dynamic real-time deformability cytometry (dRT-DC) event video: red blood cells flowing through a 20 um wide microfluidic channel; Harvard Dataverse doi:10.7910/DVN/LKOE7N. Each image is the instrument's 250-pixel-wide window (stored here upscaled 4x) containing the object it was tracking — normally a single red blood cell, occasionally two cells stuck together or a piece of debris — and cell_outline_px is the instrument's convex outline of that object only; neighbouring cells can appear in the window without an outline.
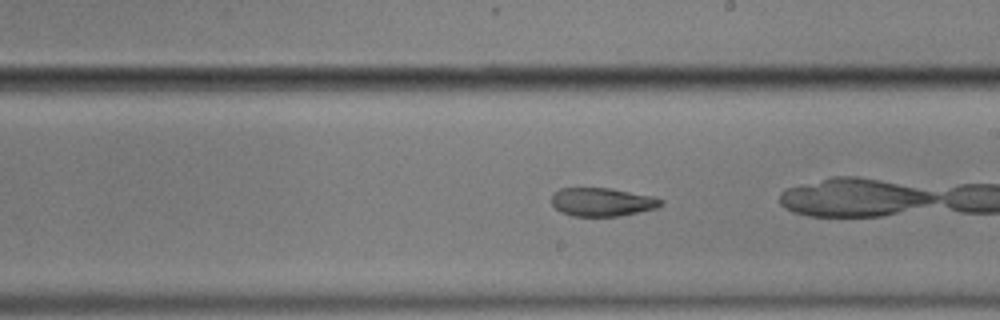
{"species": "common noctule bat (a hibernating species)", "species_latin": "Nyctalus noctula", "temperature_condition": "cold", "stored_images_in_passage": 40, "camera_frame_rate_fps": 3000, "um_per_image_px": 0.085, "animal": {"sex": "male", "body_mass_g": 17.9}, "frame": {"image": 1, "passage_image": 29, "time_ms": 9.333, "image_size_px": [1000, 320], "cell_outline_px": [[664, 204], [656, 208], [620, 216], [572, 216], [560, 212], [552, 204], [552, 192], [560, 188], [612, 188], [652, 196], [664, 200]], "centroid_in_image_um": [51.17, 17.16], "position_along_channel_um": 237.8, "area_um2": 18.26}, "authors_computed_cell_mechanics": {"area_um2": 20.1433, "velocity_mm_per_s": 3.5216, "shape_relaxation_time_tau1_ms": null, "shape_relaxation_time_tau2_ms": 3.1756, "deformation_change_tau1": null, "deformation_change_tau2": 0.0998}}